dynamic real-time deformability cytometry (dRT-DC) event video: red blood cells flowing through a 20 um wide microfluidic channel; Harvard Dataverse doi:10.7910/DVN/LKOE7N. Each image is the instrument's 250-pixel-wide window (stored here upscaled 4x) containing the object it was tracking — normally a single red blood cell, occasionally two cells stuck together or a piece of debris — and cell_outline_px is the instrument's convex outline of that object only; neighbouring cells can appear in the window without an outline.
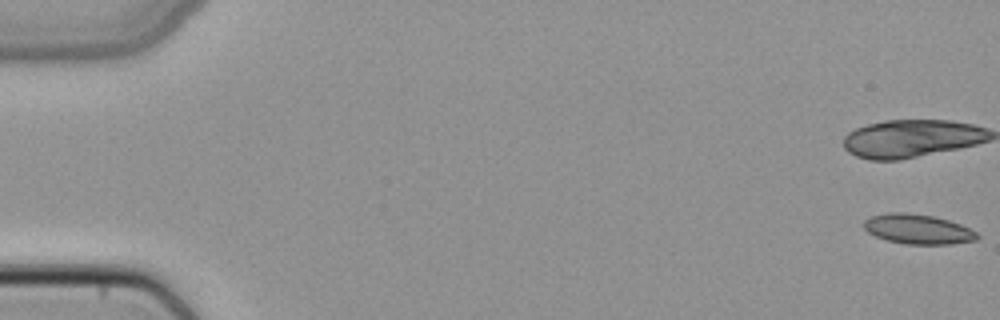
{"species": "common noctule bat (a hibernating species)", "species_latin": "Nyctalus noctula", "temperature_condition": "cold", "stored_images_in_passage": 8, "camera_frame_rate_fps": 3000, "um_per_image_px": 0.085, "animal": {"sex": "female", "body_mass_g": 22.7, "forearm_length_mm": 54.2}, "frame": {"image": 1, "passage_image": 1, "time_ms": 0.0, "image_size_px": [1000, 320], "cell_outline_px": [[980, 236], [976, 240], [952, 244], [904, 244], [888, 240], [876, 236], [868, 232], [864, 228], [864, 220], [872, 216], [888, 212], [904, 212], [932, 216], [948, 220], [960, 224], [976, 232]], "centroid_in_image_um": [78.02, 19.48], "position_along_channel_um": 7.0, "area_um2": 19.54}}